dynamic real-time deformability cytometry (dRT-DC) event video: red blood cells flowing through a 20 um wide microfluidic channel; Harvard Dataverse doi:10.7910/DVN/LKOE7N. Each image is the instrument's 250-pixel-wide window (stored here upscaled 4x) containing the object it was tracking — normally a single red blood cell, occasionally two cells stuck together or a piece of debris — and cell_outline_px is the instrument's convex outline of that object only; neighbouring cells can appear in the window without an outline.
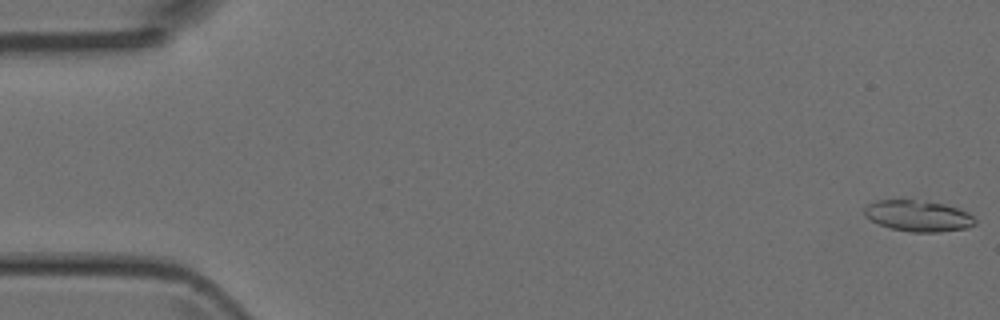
{"species": "Egyptian fruit bat (a non-hibernating species)", "species_latin": "Rousettus aegyptiacus", "temperature_condition": "room temperature", "stored_images_in_passage": 5, "camera_frame_rate_fps": 3000, "um_per_image_px": 0.085, "animal": {"sex": "female"}, "frame": {"image": 1, "passage_image": 1, "time_ms": 0.0, "image_size_px": [1000, 320], "cell_outline_px": [[976, 224], [968, 228], [940, 232], [912, 232], [892, 228], [880, 224], [864, 216], [864, 208], [868, 204], [876, 200], [912, 200], [944, 204], [968, 212], [976, 220]], "centroid_in_image_um": [78.05, 18.36], "position_along_channel_um": 6.9, "area_um2": 19.88}}